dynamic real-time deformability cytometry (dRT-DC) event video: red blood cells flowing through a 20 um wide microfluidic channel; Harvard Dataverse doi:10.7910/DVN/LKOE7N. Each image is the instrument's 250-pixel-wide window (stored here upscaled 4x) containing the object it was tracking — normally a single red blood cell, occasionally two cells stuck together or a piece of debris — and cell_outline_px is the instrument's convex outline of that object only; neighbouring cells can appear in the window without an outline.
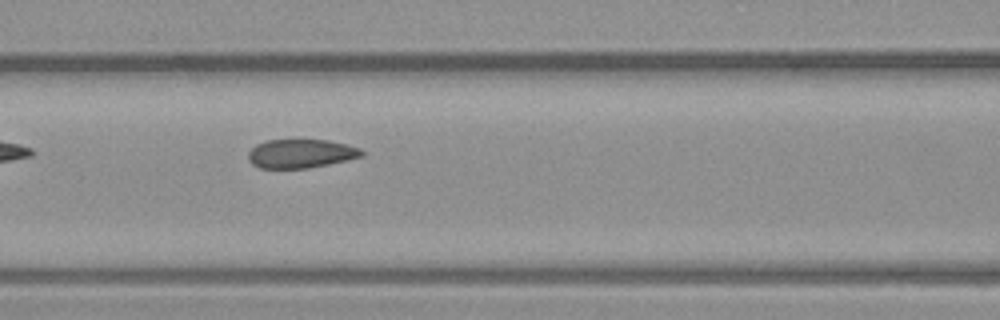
{"species": "common noctule bat (a hibernating species)", "species_latin": "Nyctalus noctula", "temperature_condition": "warm", "stored_images_in_passage": 4, "camera_frame_rate_fps": 3000, "um_per_image_px": 0.085, "animal": {"sex": "male", "body_mass_g": 23.1, "forearm_length_mm": 52.7}, "frame": {"image": 1, "passage_image": 4, "time_ms": 1.0, "image_size_px": [1000, 320], "cell_outline_px": [[364, 156], [348, 160], [308, 168], [260, 168], [252, 164], [248, 160], [248, 152], [256, 144], [264, 140], [328, 140], [360, 148], [364, 152]], "centroid_in_image_um": [25.56, 13.06], "position_along_channel_um": 141.0, "area_um2": 19.07}}